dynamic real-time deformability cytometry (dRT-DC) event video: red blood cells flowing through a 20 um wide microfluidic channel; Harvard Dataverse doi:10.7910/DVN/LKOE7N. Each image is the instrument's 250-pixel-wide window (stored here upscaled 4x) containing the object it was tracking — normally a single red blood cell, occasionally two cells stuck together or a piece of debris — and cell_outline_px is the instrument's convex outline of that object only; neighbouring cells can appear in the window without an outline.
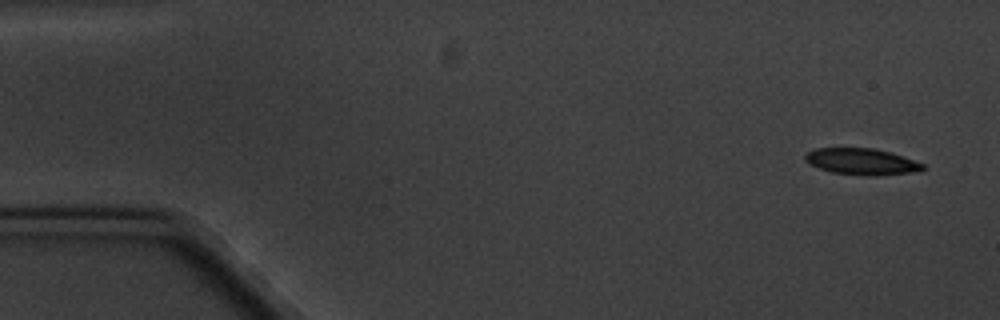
{"species": "common noctule bat (a hibernating species)", "species_latin": "Nyctalus noctula", "temperature_condition": "cold", "stored_images_in_passage": 4, "camera_frame_rate_fps": 3000, "um_per_image_px": 0.085, "animal": {"sex": "male", "body_mass_g": 20.1, "forearm_length_mm": 53.5}, "frame": {"image": 1, "passage_image": 1, "time_ms": 0.0, "image_size_px": [1000, 320], "cell_outline_px": [[924, 168], [912, 172], [876, 176], [864, 176], [832, 172], [808, 164], [804, 160], [804, 156], [808, 152], [816, 148], [872, 148], [892, 152], [924, 164]], "centroid_in_image_um": [73.21, 13.73], "position_along_channel_um": 11.8, "area_um2": 18.09}}
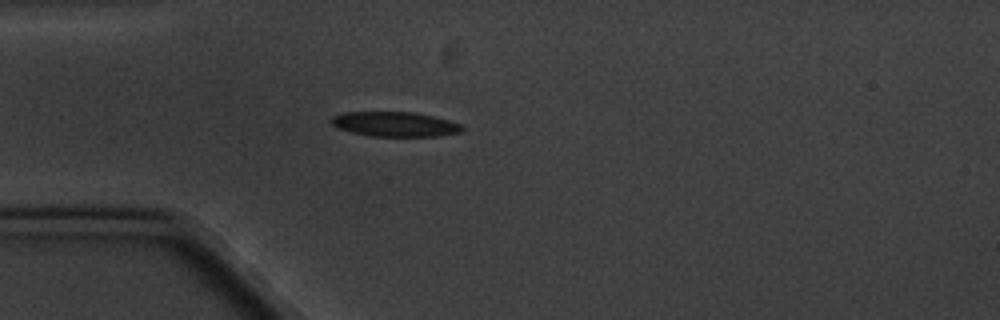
{"frame": {"image": 2, "passage_image": 4, "time_ms": 4.333, "image_size_px": [1000, 320], "cell_outline_px": [[464, 128], [460, 132], [440, 136], [372, 136], [352, 132], [336, 128], [328, 120], [332, 116], [344, 112], [416, 112], [464, 124]], "centroid_in_image_um": [33.56, 10.55], "position_along_channel_um": 51.4, "area_um2": 19.02}}